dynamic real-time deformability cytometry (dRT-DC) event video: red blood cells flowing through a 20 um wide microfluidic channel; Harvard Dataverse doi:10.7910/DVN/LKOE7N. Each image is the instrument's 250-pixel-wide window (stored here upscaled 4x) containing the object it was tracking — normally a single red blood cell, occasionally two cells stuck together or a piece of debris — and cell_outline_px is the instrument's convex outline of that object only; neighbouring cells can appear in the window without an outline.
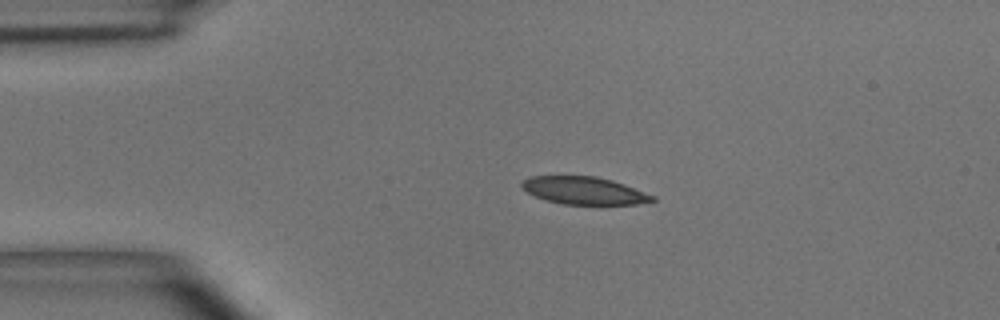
{"species": "common noctule bat (a hibernating species)", "species_latin": "Nyctalus noctula", "temperature_condition": "room temperature", "stored_images_in_passage": 2, "camera_frame_rate_fps": 3000, "um_per_image_px": 0.085, "animal": {"sex": "male", "body_mass_g": 15.6}, "frame": {"image": 1, "passage_image": 1, "time_ms": 0.0, "image_size_px": [1000, 320], "cell_outline_px": [[656, 200], [636, 204], [564, 204], [548, 200], [536, 196], [528, 192], [520, 184], [524, 180], [532, 176], [596, 176], [612, 180], [624, 184], [656, 196]], "centroid_in_image_um": [49.69, 16.19], "position_along_channel_um": 35.3, "area_um2": 20.69}}